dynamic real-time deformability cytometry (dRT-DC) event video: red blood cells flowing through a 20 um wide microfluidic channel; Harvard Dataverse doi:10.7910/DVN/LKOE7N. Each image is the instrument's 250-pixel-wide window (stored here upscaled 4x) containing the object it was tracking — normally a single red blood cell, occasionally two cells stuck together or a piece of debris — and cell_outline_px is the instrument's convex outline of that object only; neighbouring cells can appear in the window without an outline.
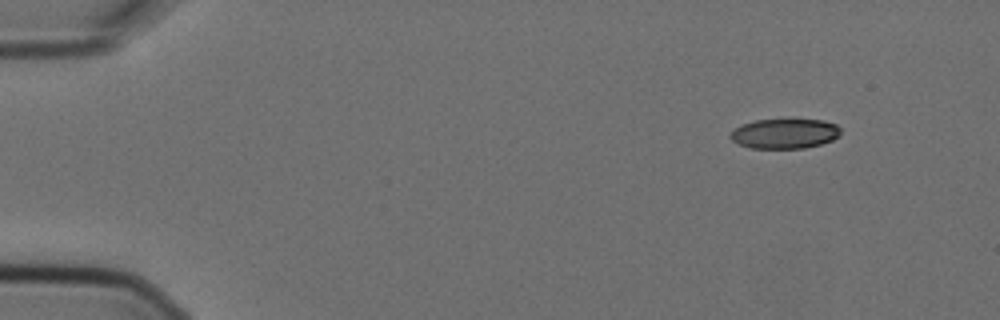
{"species": "Egyptian fruit bat (a non-hibernating species)", "species_latin": "Rousettus aegyptiacus", "temperature_condition": "cold", "stored_images_in_passage": 4, "camera_frame_rate_fps": 3000, "um_per_image_px": 0.085, "animal": {"sex": "female"}, "frame": {"image": 1, "passage_image": 1, "time_ms": 0.0, "image_size_px": [1000, 320], "cell_outline_px": [[840, 136], [832, 140], [820, 144], [804, 148], [752, 148], [740, 144], [732, 140], [728, 136], [736, 128], [744, 124], [756, 120], [824, 120], [836, 124], [840, 128]], "centroid_in_image_um": [66.73, 11.36], "position_along_channel_um": 18.3, "area_um2": 18.96}}
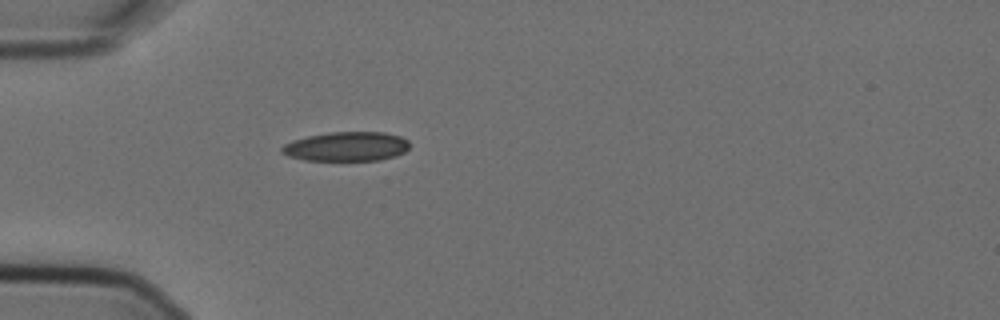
{"frame": {"image": 2, "passage_image": 4, "time_ms": 1.0, "image_size_px": [1000, 320], "cell_outline_px": [[408, 148], [404, 152], [396, 156], [380, 160], [304, 160], [288, 156], [280, 152], [280, 148], [284, 144], [292, 140], [308, 136], [328, 132], [384, 132], [400, 136], [408, 140]], "centroid_in_image_um": [29.43, 12.45], "position_along_channel_um": 55.6, "area_um2": 21.91}}